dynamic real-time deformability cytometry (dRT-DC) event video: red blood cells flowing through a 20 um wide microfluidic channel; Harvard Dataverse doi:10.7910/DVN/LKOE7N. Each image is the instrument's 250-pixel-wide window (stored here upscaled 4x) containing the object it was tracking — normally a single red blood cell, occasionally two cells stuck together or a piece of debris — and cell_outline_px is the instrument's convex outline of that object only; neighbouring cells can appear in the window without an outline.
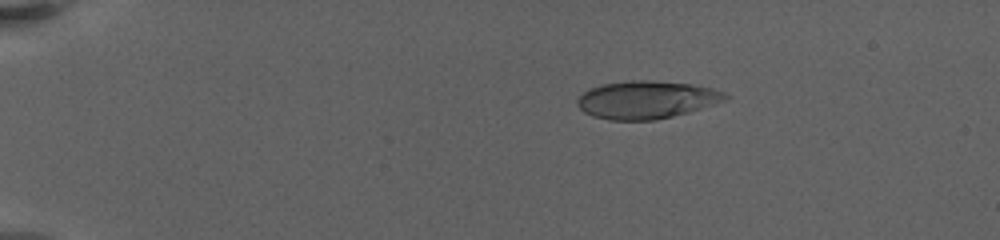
{"species": "human", "species_latin": "Homo sapiens", "temperature_condition": "warm", "stored_images_in_passage": 10, "camera_frame_rate_fps": 3000, "um_per_image_px": 0.085, "donor": {"sex": "female"}, "frame": {"image": 1, "passage_image": 4, "time_ms": 3.333, "image_size_px": [1000, 240], "cell_outline_px": [[732, 96], [728, 100], [716, 104], [688, 112], [656, 120], [608, 120], [592, 116], [584, 112], [576, 104], [576, 100], [584, 92], [600, 84], [632, 80], [652, 80], [692, 84], [712, 88], [724, 92]], "centroid_in_image_um": [54.98, 8.48], "position_along_channel_um": 30.0, "area_um2": 32.83}}
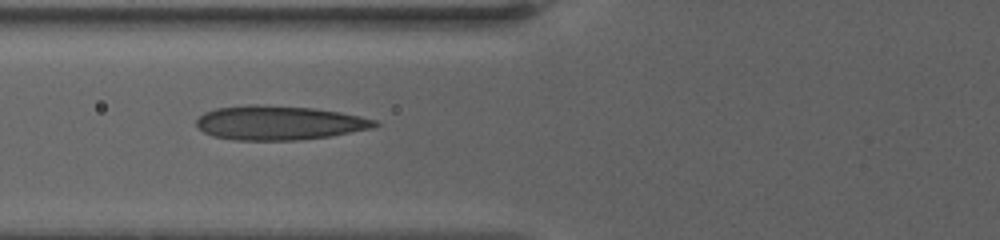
{"frame": {"image": 2, "passage_image": 9, "time_ms": 8.333, "image_size_px": [1000, 240], "cell_outline_px": [[380, 124], [372, 128], [332, 136], [300, 140], [236, 140], [212, 136], [204, 132], [196, 124], [196, 120], [204, 112], [216, 108], [252, 104], [256, 104], [312, 108], [340, 112], [360, 116], [376, 120]], "centroid_in_image_um": [23.72, 10.44], "position_along_channel_um": 102.1, "area_um2": 35.55}}
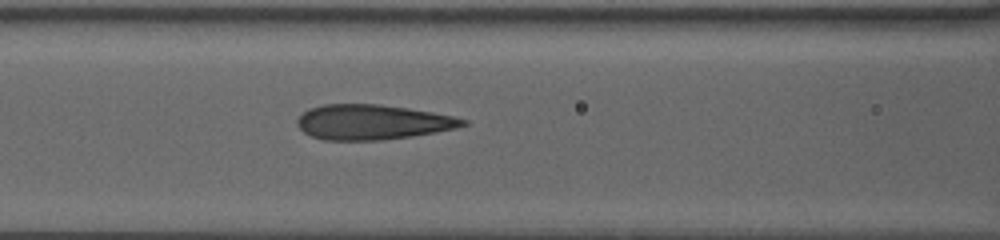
{"frame": {"image": 3, "passage_image": 10, "time_ms": 9.333, "image_size_px": [1000, 240], "cell_outline_px": [[468, 124], [456, 128], [436, 132], [412, 136], [380, 140], [324, 140], [312, 136], [304, 132], [296, 124], [296, 120], [308, 108], [324, 104], [380, 104], [408, 108], [432, 112], [452, 116], [468, 120]], "centroid_in_image_um": [31.65, 10.37], "position_along_channel_um": 135.0, "area_um2": 33.76}}